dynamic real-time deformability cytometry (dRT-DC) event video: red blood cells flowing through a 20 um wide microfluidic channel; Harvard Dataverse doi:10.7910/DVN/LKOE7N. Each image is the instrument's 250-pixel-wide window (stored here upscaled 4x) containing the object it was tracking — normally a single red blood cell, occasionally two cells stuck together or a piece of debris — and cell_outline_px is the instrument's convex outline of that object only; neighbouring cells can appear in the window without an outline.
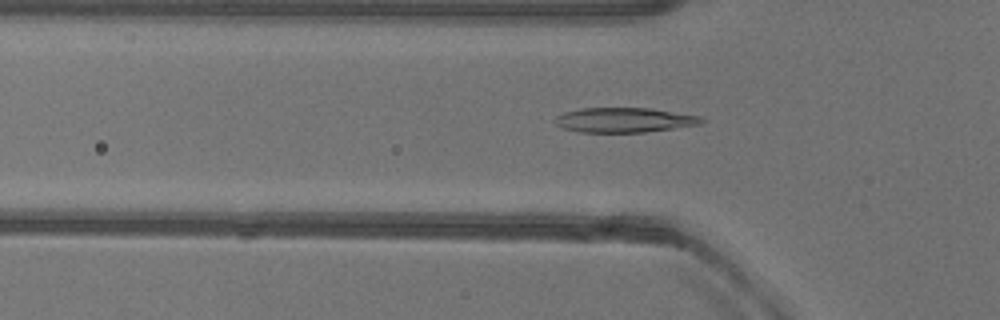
{"species": "common noctule bat (a hibernating species)", "species_latin": "Nyctalus noctula", "temperature_condition": "warm", "stored_images_in_passage": 52, "camera_frame_rate_fps": 3000, "um_per_image_px": 0.085, "animal": {"sex": "female"}, "frame": {"image": 1, "passage_image": 17, "time_ms": 5.333, "image_size_px": [1000, 320], "cell_outline_px": [[704, 120], [700, 124], [644, 132], [580, 132], [564, 128], [556, 124], [552, 120], [556, 116], [564, 112], [580, 108], [648, 108], [700, 116]], "centroid_in_image_um": [53.0, 10.2], "position_along_channel_um": 72.8, "area_um2": 20.92}}
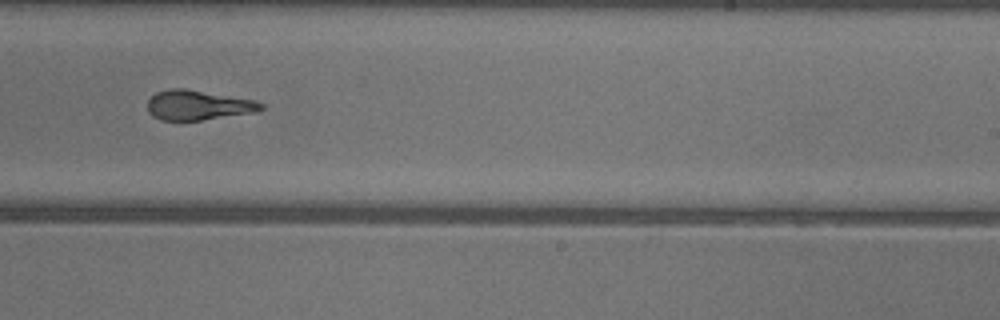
{"frame": {"image": 2, "passage_image": 32, "time_ms": 10.333, "image_size_px": [1000, 320], "cell_outline_px": [[264, 108], [256, 112], [200, 120], [160, 120], [152, 116], [148, 112], [148, 100], [156, 92], [168, 88], [184, 88], [256, 100], [264, 104]], "centroid_in_image_um": [16.83, 8.93], "position_along_channel_um": 272.2, "area_um2": 19.77}}
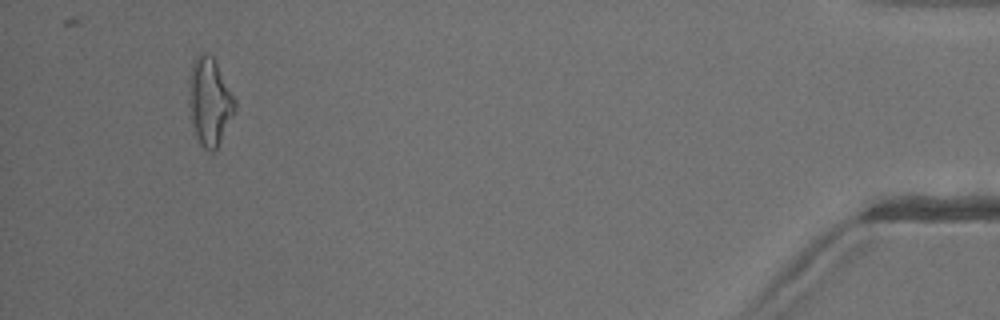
{"frame": {"image": 3, "passage_image": 49, "time_ms": 16.0, "image_size_px": [1000, 320], "cell_outline_px": [[236, 108], [216, 148], [212, 152], [208, 152], [200, 144], [196, 136], [192, 124], [188, 104], [188, 80], [192, 60], [200, 52], [204, 52], [212, 56], [236, 100]], "centroid_in_image_um": [17.77, 8.6], "position_along_channel_um": 417.4, "area_um2": 23.47}, "authors_computed_cell_mechanics": {"area_um2": 21.0681, "velocity_mm_per_s": 3.9755, "shape_relaxation_time_tau1_ms": 10.2898, "shape_relaxation_time_tau2_ms": 1.5612, "deformation_change_tau1": 0.305, "deformation_change_tau2": 0.1049}}